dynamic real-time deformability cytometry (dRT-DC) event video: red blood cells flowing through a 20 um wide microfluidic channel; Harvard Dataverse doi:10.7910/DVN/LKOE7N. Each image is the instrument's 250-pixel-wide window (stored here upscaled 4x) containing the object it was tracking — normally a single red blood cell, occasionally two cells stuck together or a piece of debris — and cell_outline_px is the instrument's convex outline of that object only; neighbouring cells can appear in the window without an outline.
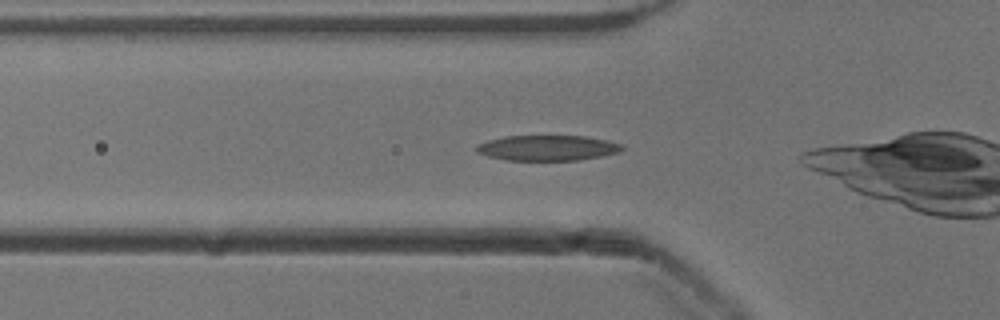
{"species": "common noctule bat (a hibernating species)", "species_latin": "Nyctalus noctula", "temperature_condition": "cold", "stored_images_in_passage": 38, "camera_frame_rate_fps": 3000, "um_per_image_px": 0.085, "animal": {"sex": "male", "body_mass_g": 13.3}, "frame": {"image": 1, "passage_image": 2, "time_ms": 0.333, "image_size_px": [1000, 320], "cell_outline_px": [[624, 148], [616, 152], [600, 156], [580, 160], [504, 160], [488, 156], [476, 152], [476, 144], [488, 140], [504, 136], [584, 136], [624, 144]], "centroid_in_image_um": [46.49, 12.57], "position_along_channel_um": 79.3, "area_um2": 21.44}}
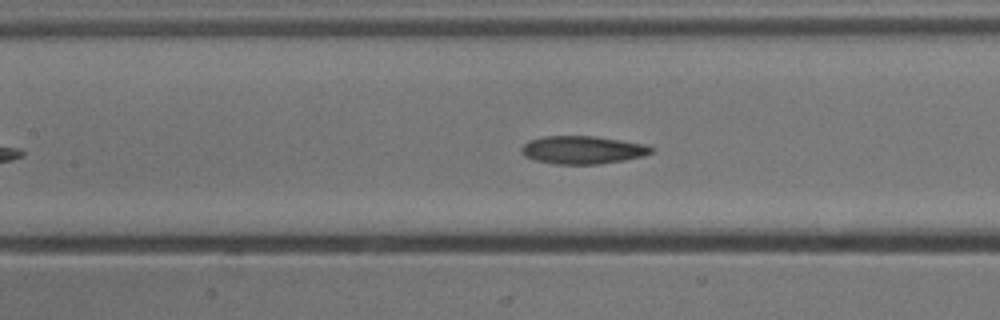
{"frame": {"image": 2, "passage_image": 8, "time_ms": 2.333, "image_size_px": [1000, 320], "cell_outline_px": [[652, 152], [644, 156], [624, 160], [600, 164], [556, 164], [536, 160], [524, 156], [520, 152], [520, 148], [528, 140], [544, 136], [596, 136], [648, 144], [652, 148]], "centroid_in_image_um": [49.52, 12.73], "position_along_channel_um": 157.9, "area_um2": 21.33}}
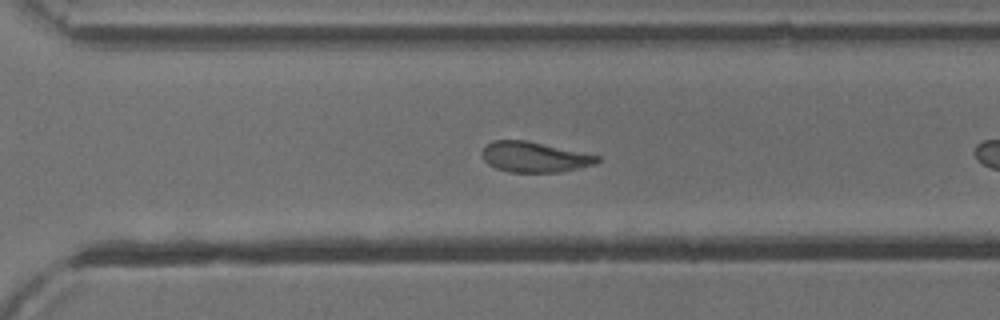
{"frame": {"image": 3, "passage_image": 21, "time_ms": 6.667, "image_size_px": [1000, 320], "cell_outline_px": [[600, 160], [596, 164], [560, 172], [508, 172], [496, 168], [488, 164], [484, 160], [484, 148], [492, 140], [528, 140], [600, 156]], "centroid_in_image_um": [45.45, 13.34], "position_along_channel_um": 325.1, "area_um2": 20.29}, "authors_computed_cell_mechanics": {"area_um2": 21.6172, "velocity_mm_per_s": 3.877, "shape_relaxation_time_tau1_ms": 3.3565, "shape_relaxation_time_tau2_ms": 2.3316, "deformation_change_tau1": 0.1253, "deformation_change_tau2": 0.0926}}